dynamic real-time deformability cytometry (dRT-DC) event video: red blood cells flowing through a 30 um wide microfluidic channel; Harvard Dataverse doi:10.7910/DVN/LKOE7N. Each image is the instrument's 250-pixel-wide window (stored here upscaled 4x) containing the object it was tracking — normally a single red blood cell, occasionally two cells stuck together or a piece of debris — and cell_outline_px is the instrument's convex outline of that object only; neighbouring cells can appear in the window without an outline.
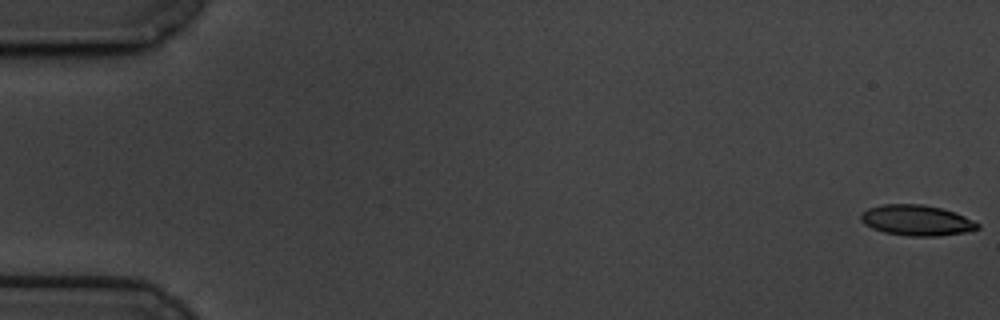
{"species": "common noctule bat (a hibernating species)", "species_latin": "Nyctalus noctula", "temperature_condition": "cold", "stored_images_in_passage": 59, "camera_frame_rate_fps": 3000, "um_per_image_px": 0.085, "animal": {"sex": "male", "body_mass_g": 19.5, "forearm_length_mm": 54.6}, "frame": {"image": 1, "passage_image": 1, "time_ms": 0.0, "image_size_px": [1000, 320], "cell_outline_px": [[980, 228], [964, 232], [936, 236], [908, 236], [884, 232], [872, 228], [864, 224], [860, 220], [860, 212], [868, 208], [880, 204], [924, 204], [956, 212], [980, 224]], "centroid_in_image_um": [77.87, 18.71], "position_along_channel_um": 7.1, "area_um2": 20.92}}
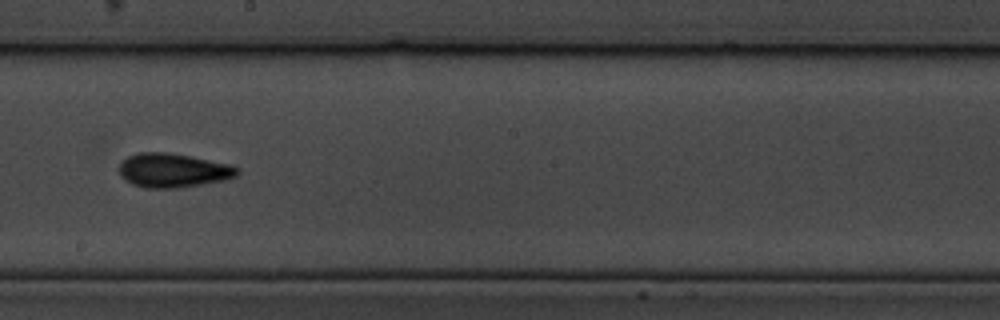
{"frame": {"image": 2, "passage_image": 34, "time_ms": 11.0, "image_size_px": [1000, 320], "cell_outline_px": [[240, 172], [236, 176], [224, 180], [180, 188], [144, 188], [132, 184], [120, 176], [120, 160], [128, 156], [140, 152], [168, 152], [192, 156], [232, 164], [240, 168]], "centroid_in_image_um": [14.73, 14.47], "position_along_channel_um": 233.5, "area_um2": 23.81}}
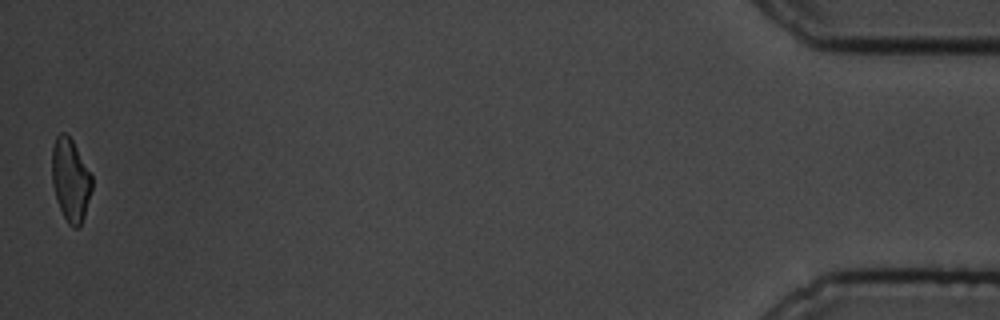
{"frame": {"image": 3, "passage_image": 59, "time_ms": 19.333, "image_size_px": [1000, 320], "cell_outline_px": [[92, 188], [84, 216], [80, 228], [72, 228], [68, 224], [56, 200], [52, 184], [52, 148], [56, 136], [60, 132], [64, 132], [72, 140], [92, 176]], "centroid_in_image_um": [5.98, 15.32], "position_along_channel_um": 429.2, "area_um2": 19.25}, "authors_computed_cell_mechanics": {"area_um2": 21.097, "velocity_mm_per_s": 3.4167, "shape_relaxation_time_tau1_ms": 3.2695, "shape_relaxation_time_tau2_ms": 4.0517, "deformation_change_tau1": 0.1039, "deformation_change_tau2": 0.1122}}